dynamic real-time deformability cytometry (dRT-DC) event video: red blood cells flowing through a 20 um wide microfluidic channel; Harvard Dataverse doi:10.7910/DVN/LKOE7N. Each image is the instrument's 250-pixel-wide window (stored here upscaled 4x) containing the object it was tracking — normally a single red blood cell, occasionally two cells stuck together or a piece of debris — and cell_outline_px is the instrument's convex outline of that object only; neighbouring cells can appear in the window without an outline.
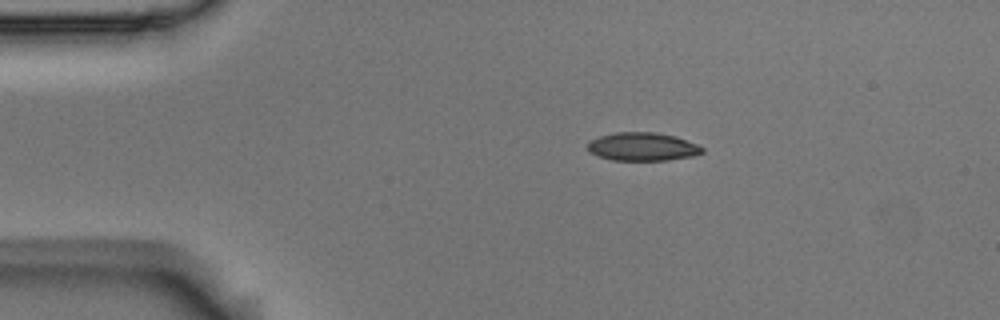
{"species": "Egyptian fruit bat (a non-hibernating species)", "species_latin": "Rousettus aegyptiacus", "temperature_condition": "room temperature", "stored_images_in_passage": 9, "camera_frame_rate_fps": 3000, "um_per_image_px": 0.085, "animal": {"sex": "male"}, "frame": {"image": 1, "passage_image": 1, "time_ms": 0.0, "image_size_px": [1000, 320], "cell_outline_px": [[704, 152], [696, 156], [668, 160], [612, 160], [588, 152], [588, 140], [600, 136], [616, 132], [652, 132], [676, 136], [696, 144], [704, 148]], "centroid_in_image_um": [54.63, 12.47], "position_along_channel_um": 30.4, "area_um2": 18.96}}
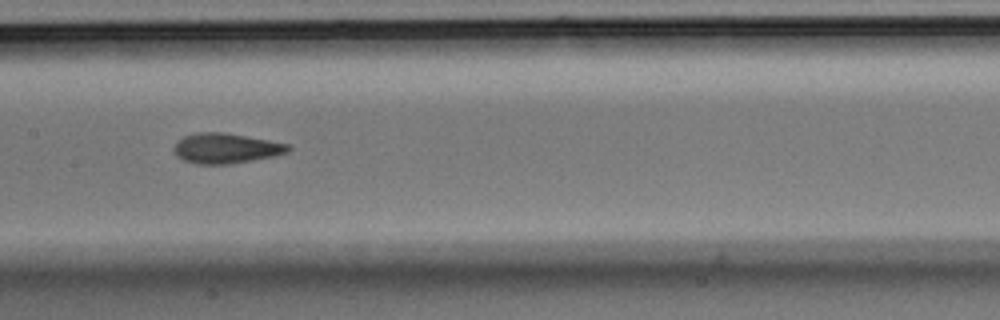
{"frame": {"image": 2, "passage_image": 6, "time_ms": 1.667, "image_size_px": [1000, 320], "cell_outline_px": [[292, 148], [288, 152], [272, 156], [228, 164], [196, 164], [184, 160], [176, 156], [172, 148], [184, 136], [196, 132], [224, 132], [268, 140], [288, 144]], "centroid_in_image_um": [19.17, 12.6], "position_along_channel_um": 188.2, "area_um2": 19.88}}
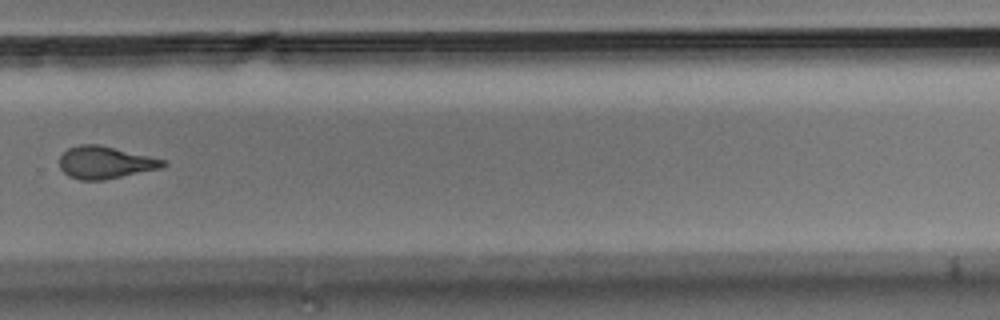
{"frame": {"image": 3, "passage_image": 9, "time_ms": 2.667, "image_size_px": [1000, 320], "cell_outline_px": [[168, 164], [160, 168], [104, 180], [80, 180], [68, 176], [60, 168], [60, 156], [68, 148], [80, 144], [100, 144], [164, 160]], "centroid_in_image_um": [8.91, 13.81], "position_along_channel_um": 320.9, "area_um2": 19.36}}